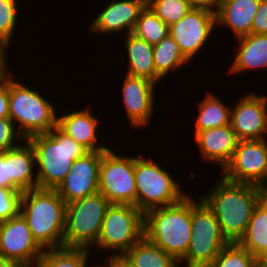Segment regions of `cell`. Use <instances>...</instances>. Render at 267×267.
Returning a JSON list of instances; mask_svg holds the SVG:
<instances>
[{"mask_svg":"<svg viewBox=\"0 0 267 267\" xmlns=\"http://www.w3.org/2000/svg\"><path fill=\"white\" fill-rule=\"evenodd\" d=\"M125 48L128 57V71L126 75L143 77L157 84L162 77L156 72L153 60V45L129 33L125 38Z\"/></svg>","mask_w":267,"mask_h":267,"instance_id":"23","label":"cell"},{"mask_svg":"<svg viewBox=\"0 0 267 267\" xmlns=\"http://www.w3.org/2000/svg\"><path fill=\"white\" fill-rule=\"evenodd\" d=\"M99 192L111 204H128L136 207L134 157L119 156L111 147L107 151H102Z\"/></svg>","mask_w":267,"mask_h":267,"instance_id":"10","label":"cell"},{"mask_svg":"<svg viewBox=\"0 0 267 267\" xmlns=\"http://www.w3.org/2000/svg\"><path fill=\"white\" fill-rule=\"evenodd\" d=\"M9 46L10 44H8L4 39L0 38V80L12 75L9 71V65L7 64L8 59H6L8 58L6 55V49L10 48Z\"/></svg>","mask_w":267,"mask_h":267,"instance_id":"38","label":"cell"},{"mask_svg":"<svg viewBox=\"0 0 267 267\" xmlns=\"http://www.w3.org/2000/svg\"><path fill=\"white\" fill-rule=\"evenodd\" d=\"M98 120L89 109L77 110L58 116L57 127L88 152L107 151L110 147L97 144V129L100 123Z\"/></svg>","mask_w":267,"mask_h":267,"instance_id":"19","label":"cell"},{"mask_svg":"<svg viewBox=\"0 0 267 267\" xmlns=\"http://www.w3.org/2000/svg\"><path fill=\"white\" fill-rule=\"evenodd\" d=\"M9 117V76L0 80V118Z\"/></svg>","mask_w":267,"mask_h":267,"instance_id":"36","label":"cell"},{"mask_svg":"<svg viewBox=\"0 0 267 267\" xmlns=\"http://www.w3.org/2000/svg\"><path fill=\"white\" fill-rule=\"evenodd\" d=\"M110 205L100 192L67 204L63 247L90 249L95 245Z\"/></svg>","mask_w":267,"mask_h":267,"instance_id":"8","label":"cell"},{"mask_svg":"<svg viewBox=\"0 0 267 267\" xmlns=\"http://www.w3.org/2000/svg\"><path fill=\"white\" fill-rule=\"evenodd\" d=\"M133 267H177L179 266L171 255L143 237L133 245L123 256Z\"/></svg>","mask_w":267,"mask_h":267,"instance_id":"25","label":"cell"},{"mask_svg":"<svg viewBox=\"0 0 267 267\" xmlns=\"http://www.w3.org/2000/svg\"><path fill=\"white\" fill-rule=\"evenodd\" d=\"M238 243L254 257L267 252V194L254 208L247 231Z\"/></svg>","mask_w":267,"mask_h":267,"instance_id":"24","label":"cell"},{"mask_svg":"<svg viewBox=\"0 0 267 267\" xmlns=\"http://www.w3.org/2000/svg\"><path fill=\"white\" fill-rule=\"evenodd\" d=\"M208 267H256V257L238 242L228 243Z\"/></svg>","mask_w":267,"mask_h":267,"instance_id":"30","label":"cell"},{"mask_svg":"<svg viewBox=\"0 0 267 267\" xmlns=\"http://www.w3.org/2000/svg\"><path fill=\"white\" fill-rule=\"evenodd\" d=\"M191 8L217 12L222 0H186Z\"/></svg>","mask_w":267,"mask_h":267,"instance_id":"39","label":"cell"},{"mask_svg":"<svg viewBox=\"0 0 267 267\" xmlns=\"http://www.w3.org/2000/svg\"><path fill=\"white\" fill-rule=\"evenodd\" d=\"M52 102L39 92L9 76V118L24 139L57 127L58 114ZM17 122V123H16Z\"/></svg>","mask_w":267,"mask_h":267,"instance_id":"5","label":"cell"},{"mask_svg":"<svg viewBox=\"0 0 267 267\" xmlns=\"http://www.w3.org/2000/svg\"><path fill=\"white\" fill-rule=\"evenodd\" d=\"M215 26L214 12L191 8L178 22L169 26V35L177 42L183 56L190 61L207 44Z\"/></svg>","mask_w":267,"mask_h":267,"instance_id":"13","label":"cell"},{"mask_svg":"<svg viewBox=\"0 0 267 267\" xmlns=\"http://www.w3.org/2000/svg\"><path fill=\"white\" fill-rule=\"evenodd\" d=\"M144 237V213L133 205L111 204L104 216L98 240L94 247L106 251L109 256H123ZM118 253V254H117Z\"/></svg>","mask_w":267,"mask_h":267,"instance_id":"9","label":"cell"},{"mask_svg":"<svg viewBox=\"0 0 267 267\" xmlns=\"http://www.w3.org/2000/svg\"><path fill=\"white\" fill-rule=\"evenodd\" d=\"M224 179L267 190V140H239L230 162L221 171Z\"/></svg>","mask_w":267,"mask_h":267,"instance_id":"11","label":"cell"},{"mask_svg":"<svg viewBox=\"0 0 267 267\" xmlns=\"http://www.w3.org/2000/svg\"><path fill=\"white\" fill-rule=\"evenodd\" d=\"M261 0H222L216 14V25L231 29L235 38L249 35Z\"/></svg>","mask_w":267,"mask_h":267,"instance_id":"21","label":"cell"},{"mask_svg":"<svg viewBox=\"0 0 267 267\" xmlns=\"http://www.w3.org/2000/svg\"><path fill=\"white\" fill-rule=\"evenodd\" d=\"M134 176L136 181V208L144 214L154 208L165 207L180 202L186 195L179 182L174 181L156 160L134 156Z\"/></svg>","mask_w":267,"mask_h":267,"instance_id":"6","label":"cell"},{"mask_svg":"<svg viewBox=\"0 0 267 267\" xmlns=\"http://www.w3.org/2000/svg\"><path fill=\"white\" fill-rule=\"evenodd\" d=\"M194 140L202 152V158L217 163L220 170L230 162L239 141L231 124L197 132Z\"/></svg>","mask_w":267,"mask_h":267,"instance_id":"18","label":"cell"},{"mask_svg":"<svg viewBox=\"0 0 267 267\" xmlns=\"http://www.w3.org/2000/svg\"><path fill=\"white\" fill-rule=\"evenodd\" d=\"M146 0H114L100 12L90 24V30L97 34L132 33ZM126 29V30H125Z\"/></svg>","mask_w":267,"mask_h":267,"instance_id":"17","label":"cell"},{"mask_svg":"<svg viewBox=\"0 0 267 267\" xmlns=\"http://www.w3.org/2000/svg\"><path fill=\"white\" fill-rule=\"evenodd\" d=\"M21 192L0 187V222L19 214Z\"/></svg>","mask_w":267,"mask_h":267,"instance_id":"33","label":"cell"},{"mask_svg":"<svg viewBox=\"0 0 267 267\" xmlns=\"http://www.w3.org/2000/svg\"><path fill=\"white\" fill-rule=\"evenodd\" d=\"M146 5L167 26L178 22L191 9L186 0H146Z\"/></svg>","mask_w":267,"mask_h":267,"instance_id":"31","label":"cell"},{"mask_svg":"<svg viewBox=\"0 0 267 267\" xmlns=\"http://www.w3.org/2000/svg\"><path fill=\"white\" fill-rule=\"evenodd\" d=\"M66 205L55 189L36 188L22 193L19 213L43 250L63 247Z\"/></svg>","mask_w":267,"mask_h":267,"instance_id":"2","label":"cell"},{"mask_svg":"<svg viewBox=\"0 0 267 267\" xmlns=\"http://www.w3.org/2000/svg\"><path fill=\"white\" fill-rule=\"evenodd\" d=\"M0 267H19L14 261L0 256Z\"/></svg>","mask_w":267,"mask_h":267,"instance_id":"42","label":"cell"},{"mask_svg":"<svg viewBox=\"0 0 267 267\" xmlns=\"http://www.w3.org/2000/svg\"><path fill=\"white\" fill-rule=\"evenodd\" d=\"M17 0H0V38L8 44L16 31L18 18Z\"/></svg>","mask_w":267,"mask_h":267,"instance_id":"32","label":"cell"},{"mask_svg":"<svg viewBox=\"0 0 267 267\" xmlns=\"http://www.w3.org/2000/svg\"><path fill=\"white\" fill-rule=\"evenodd\" d=\"M108 265H105V266H100V265H95L94 267H110V264L109 263H107ZM93 267V266H92Z\"/></svg>","mask_w":267,"mask_h":267,"instance_id":"43","label":"cell"},{"mask_svg":"<svg viewBox=\"0 0 267 267\" xmlns=\"http://www.w3.org/2000/svg\"><path fill=\"white\" fill-rule=\"evenodd\" d=\"M153 60L156 72L163 79L168 73L181 69V66H185L189 62L183 56L177 42L170 35L153 45Z\"/></svg>","mask_w":267,"mask_h":267,"instance_id":"27","label":"cell"},{"mask_svg":"<svg viewBox=\"0 0 267 267\" xmlns=\"http://www.w3.org/2000/svg\"><path fill=\"white\" fill-rule=\"evenodd\" d=\"M230 124L238 140L266 139L267 97L250 93L239 98L231 108Z\"/></svg>","mask_w":267,"mask_h":267,"instance_id":"15","label":"cell"},{"mask_svg":"<svg viewBox=\"0 0 267 267\" xmlns=\"http://www.w3.org/2000/svg\"><path fill=\"white\" fill-rule=\"evenodd\" d=\"M251 33L267 34V0H261L251 25Z\"/></svg>","mask_w":267,"mask_h":267,"instance_id":"35","label":"cell"},{"mask_svg":"<svg viewBox=\"0 0 267 267\" xmlns=\"http://www.w3.org/2000/svg\"><path fill=\"white\" fill-rule=\"evenodd\" d=\"M33 147L38 188L56 189L74 160L88 151L58 127L26 139Z\"/></svg>","mask_w":267,"mask_h":267,"instance_id":"4","label":"cell"},{"mask_svg":"<svg viewBox=\"0 0 267 267\" xmlns=\"http://www.w3.org/2000/svg\"><path fill=\"white\" fill-rule=\"evenodd\" d=\"M256 267H267V252L256 257Z\"/></svg>","mask_w":267,"mask_h":267,"instance_id":"41","label":"cell"},{"mask_svg":"<svg viewBox=\"0 0 267 267\" xmlns=\"http://www.w3.org/2000/svg\"><path fill=\"white\" fill-rule=\"evenodd\" d=\"M191 197V240L184 257L185 267H208L229 243L213 212L200 199ZM198 202V203H197Z\"/></svg>","mask_w":267,"mask_h":267,"instance_id":"7","label":"cell"},{"mask_svg":"<svg viewBox=\"0 0 267 267\" xmlns=\"http://www.w3.org/2000/svg\"><path fill=\"white\" fill-rule=\"evenodd\" d=\"M125 77L121 91L129 123L134 129L147 127L154 113L156 84L143 77Z\"/></svg>","mask_w":267,"mask_h":267,"instance_id":"16","label":"cell"},{"mask_svg":"<svg viewBox=\"0 0 267 267\" xmlns=\"http://www.w3.org/2000/svg\"><path fill=\"white\" fill-rule=\"evenodd\" d=\"M89 250L74 247L46 249L35 267H88Z\"/></svg>","mask_w":267,"mask_h":267,"instance_id":"28","label":"cell"},{"mask_svg":"<svg viewBox=\"0 0 267 267\" xmlns=\"http://www.w3.org/2000/svg\"><path fill=\"white\" fill-rule=\"evenodd\" d=\"M198 105V116L195 119V133L211 128L230 125L231 108L220 98L208 92Z\"/></svg>","mask_w":267,"mask_h":267,"instance_id":"26","label":"cell"},{"mask_svg":"<svg viewBox=\"0 0 267 267\" xmlns=\"http://www.w3.org/2000/svg\"><path fill=\"white\" fill-rule=\"evenodd\" d=\"M107 259L106 262L110 264V267H133L122 256H109Z\"/></svg>","mask_w":267,"mask_h":267,"instance_id":"40","label":"cell"},{"mask_svg":"<svg viewBox=\"0 0 267 267\" xmlns=\"http://www.w3.org/2000/svg\"><path fill=\"white\" fill-rule=\"evenodd\" d=\"M101 158L102 151H95L74 160L64 180L55 189L66 204L99 192Z\"/></svg>","mask_w":267,"mask_h":267,"instance_id":"14","label":"cell"},{"mask_svg":"<svg viewBox=\"0 0 267 267\" xmlns=\"http://www.w3.org/2000/svg\"><path fill=\"white\" fill-rule=\"evenodd\" d=\"M34 165H36L35 153L32 145L26 139L17 147L9 149V189L23 193L38 188L36 166Z\"/></svg>","mask_w":267,"mask_h":267,"instance_id":"20","label":"cell"},{"mask_svg":"<svg viewBox=\"0 0 267 267\" xmlns=\"http://www.w3.org/2000/svg\"><path fill=\"white\" fill-rule=\"evenodd\" d=\"M211 188L199 199L213 212L227 241L239 242L247 231L254 208L267 190L253 184L231 182L222 176Z\"/></svg>","mask_w":267,"mask_h":267,"instance_id":"1","label":"cell"},{"mask_svg":"<svg viewBox=\"0 0 267 267\" xmlns=\"http://www.w3.org/2000/svg\"><path fill=\"white\" fill-rule=\"evenodd\" d=\"M238 42L229 73L237 75L255 69L267 68V34H253L236 39Z\"/></svg>","mask_w":267,"mask_h":267,"instance_id":"22","label":"cell"},{"mask_svg":"<svg viewBox=\"0 0 267 267\" xmlns=\"http://www.w3.org/2000/svg\"><path fill=\"white\" fill-rule=\"evenodd\" d=\"M17 128L9 117L0 118V152L15 148L24 141Z\"/></svg>","mask_w":267,"mask_h":267,"instance_id":"34","label":"cell"},{"mask_svg":"<svg viewBox=\"0 0 267 267\" xmlns=\"http://www.w3.org/2000/svg\"><path fill=\"white\" fill-rule=\"evenodd\" d=\"M43 251L20 213L0 222L1 257L14 261L19 267H35Z\"/></svg>","mask_w":267,"mask_h":267,"instance_id":"12","label":"cell"},{"mask_svg":"<svg viewBox=\"0 0 267 267\" xmlns=\"http://www.w3.org/2000/svg\"><path fill=\"white\" fill-rule=\"evenodd\" d=\"M132 33L149 44L155 45L169 35V26L146 5L140 12Z\"/></svg>","mask_w":267,"mask_h":267,"instance_id":"29","label":"cell"},{"mask_svg":"<svg viewBox=\"0 0 267 267\" xmlns=\"http://www.w3.org/2000/svg\"><path fill=\"white\" fill-rule=\"evenodd\" d=\"M191 196L144 214V237L178 262L186 254L192 237Z\"/></svg>","mask_w":267,"mask_h":267,"instance_id":"3","label":"cell"},{"mask_svg":"<svg viewBox=\"0 0 267 267\" xmlns=\"http://www.w3.org/2000/svg\"><path fill=\"white\" fill-rule=\"evenodd\" d=\"M0 187L9 189L8 150L0 152Z\"/></svg>","mask_w":267,"mask_h":267,"instance_id":"37","label":"cell"}]
</instances>
